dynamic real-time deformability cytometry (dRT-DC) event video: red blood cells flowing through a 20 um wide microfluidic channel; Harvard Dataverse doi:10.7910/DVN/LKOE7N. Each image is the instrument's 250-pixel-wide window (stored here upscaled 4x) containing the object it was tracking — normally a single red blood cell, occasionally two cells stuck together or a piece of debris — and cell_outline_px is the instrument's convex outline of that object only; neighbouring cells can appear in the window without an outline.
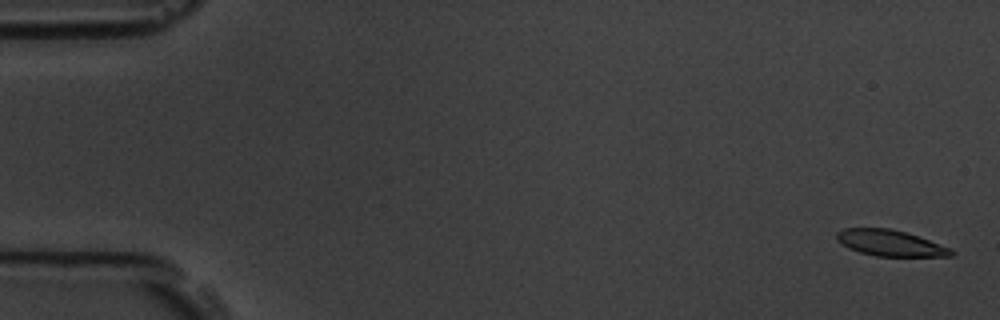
{"species": "common noctule bat (a hibernating species)", "species_latin": "Nyctalus noctula", "temperature_condition": "room temperature", "stored_images_in_passage": 6, "camera_frame_rate_fps": 3000, "um_per_image_px": 0.085, "animal": {"sex": "male", "body_mass_g": 19.5, "forearm_length_mm": 54.6}, "frame": {"image": 1, "passage_image": 1, "time_ms": 0.0, "image_size_px": [1000, 320], "cell_outline_px": [[956, 252], [952, 256], [876, 256], [860, 252], [848, 248], [836, 240], [836, 232], [844, 228], [888, 228], [904, 232], [952, 248]], "centroid_in_image_um": [75.65, 20.66], "position_along_channel_um": 9.3, "area_um2": 17.28}}